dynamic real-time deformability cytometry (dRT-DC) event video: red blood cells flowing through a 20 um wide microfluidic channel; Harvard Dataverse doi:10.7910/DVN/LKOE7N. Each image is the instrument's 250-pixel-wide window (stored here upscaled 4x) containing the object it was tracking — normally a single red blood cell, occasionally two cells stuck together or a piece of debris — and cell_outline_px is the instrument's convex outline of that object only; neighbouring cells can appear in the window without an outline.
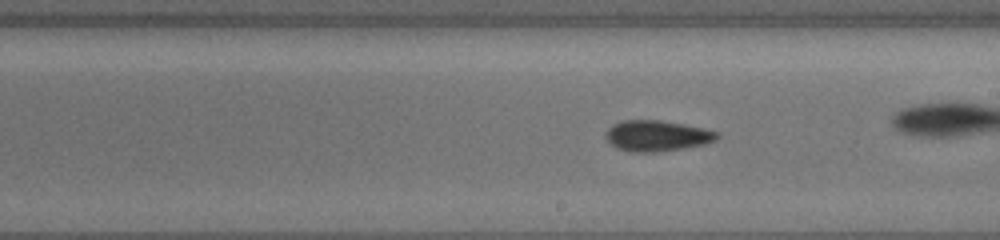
{"species": "common noctule bat (a hibernating species)", "species_latin": "Nyctalus noctula", "temperature_condition": "cold", "stored_images_in_passage": 26, "camera_frame_rate_fps": 3000, "um_per_image_px": 0.085, "animal": {"sex": "female", "body_mass_g": 19.5, "forearm_length_mm": 54.1}, "frame": {"image": 1, "passage_image": 15, "time_ms": 4.667, "image_size_px": [1000, 240], "cell_outline_px": [[720, 136], [716, 140], [704, 144], [684, 148], [656, 152], [628, 152], [616, 148], [608, 144], [604, 136], [604, 132], [612, 124], [620, 120], [660, 120], [704, 128], [720, 132]], "centroid_in_image_um": [55.78, 11.54], "position_along_channel_um": 233.2, "area_um2": 20.4}}
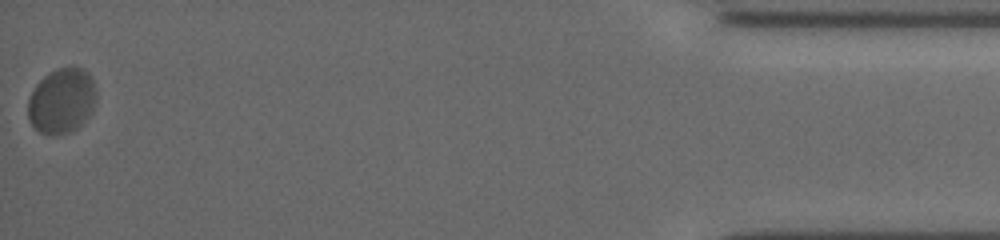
{"frame": {"image": 2, "passage_image": 26, "time_ms": 8.333, "image_size_px": [1000, 240], "cell_outline_px": [[96, 100], [92, 112], [72, 132], [52, 136], [40, 132], [32, 124], [28, 116], [28, 100], [36, 84], [44, 76], [60, 68], [72, 64], [88, 72], [92, 80], [96, 92]], "centroid_in_image_um": [5.26, 8.56], "position_along_channel_um": 429.9, "area_um2": 26.01}}